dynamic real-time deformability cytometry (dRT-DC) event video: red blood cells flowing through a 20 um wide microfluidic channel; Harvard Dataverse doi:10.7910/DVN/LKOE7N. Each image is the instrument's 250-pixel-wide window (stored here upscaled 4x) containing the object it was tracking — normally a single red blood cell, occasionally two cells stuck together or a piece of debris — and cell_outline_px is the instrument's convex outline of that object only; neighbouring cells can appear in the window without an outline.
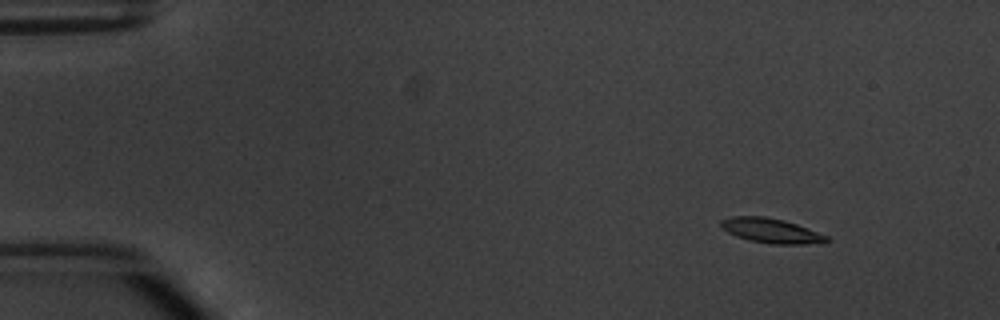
{"species": "common noctule bat (a hibernating species)", "species_latin": "Nyctalus noctula", "temperature_condition": "warm", "stored_images_in_passage": 5, "camera_frame_rate_fps": 3000, "um_per_image_px": 0.085, "animal": {"sex": "male", "body_mass_g": 20.1, "forearm_length_mm": 53.5}, "frame": {"image": 1, "passage_image": 2, "time_ms": 1.333, "image_size_px": [1000, 320], "cell_outline_px": [[832, 240], [824, 244], [772, 244], [748, 240], [736, 236], [720, 228], [720, 220], [732, 216], [764, 216], [784, 220], [796, 224], [828, 236]], "centroid_in_image_um": [65.57, 19.62], "position_along_channel_um": 19.4, "area_um2": 15.43}}